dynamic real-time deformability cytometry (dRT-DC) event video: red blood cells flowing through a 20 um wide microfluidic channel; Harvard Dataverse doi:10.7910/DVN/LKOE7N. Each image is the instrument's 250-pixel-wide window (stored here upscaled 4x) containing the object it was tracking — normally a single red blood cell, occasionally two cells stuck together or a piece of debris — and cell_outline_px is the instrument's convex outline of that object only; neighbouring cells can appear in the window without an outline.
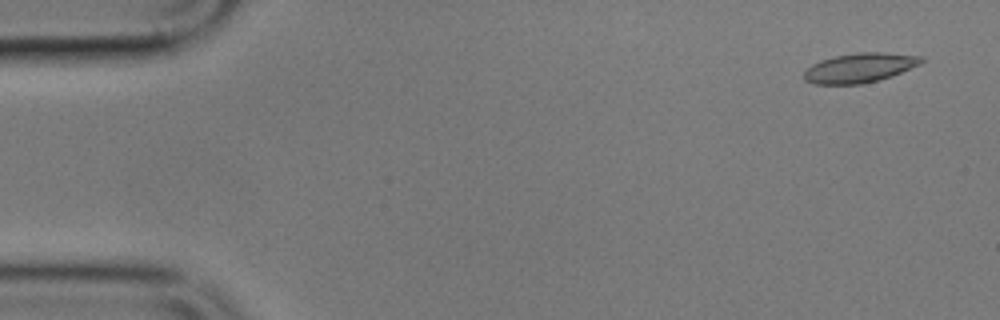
{"species": "common noctule bat (a hibernating species)", "species_latin": "Nyctalus noctula", "temperature_condition": "cold", "stored_images_in_passage": 5, "camera_frame_rate_fps": 3000, "um_per_image_px": 0.085, "animal": {"sex": "male", "body_mass_g": 17.9}, "frame": {"image": 1, "passage_image": 1, "time_ms": 0.0, "image_size_px": [1000, 320], "cell_outline_px": [[924, 60], [920, 64], [892, 76], [860, 84], [816, 84], [804, 80], [804, 72], [812, 64], [820, 60], [836, 56], [856, 52], [884, 52], [924, 56]], "centroid_in_image_um": [73.09, 5.75], "position_along_channel_um": 11.9, "area_um2": 20.11}}
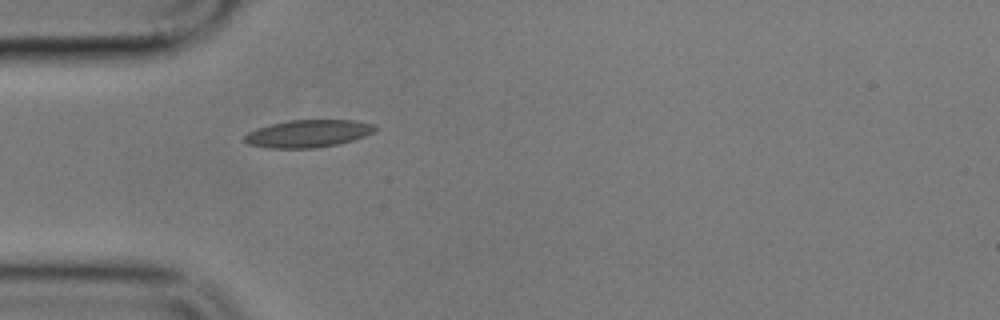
{"frame": {"image": 2, "passage_image": 5, "time_ms": 4.667, "image_size_px": [1000, 320], "cell_outline_px": [[376, 128], [372, 132], [364, 136], [352, 140], [336, 144], [316, 148], [268, 148], [248, 144], [244, 140], [244, 136], [248, 132], [256, 128], [288, 120], [352, 120], [376, 124]], "centroid_in_image_um": [26.16, 11.35], "position_along_channel_um": 58.8, "area_um2": 20.81}}